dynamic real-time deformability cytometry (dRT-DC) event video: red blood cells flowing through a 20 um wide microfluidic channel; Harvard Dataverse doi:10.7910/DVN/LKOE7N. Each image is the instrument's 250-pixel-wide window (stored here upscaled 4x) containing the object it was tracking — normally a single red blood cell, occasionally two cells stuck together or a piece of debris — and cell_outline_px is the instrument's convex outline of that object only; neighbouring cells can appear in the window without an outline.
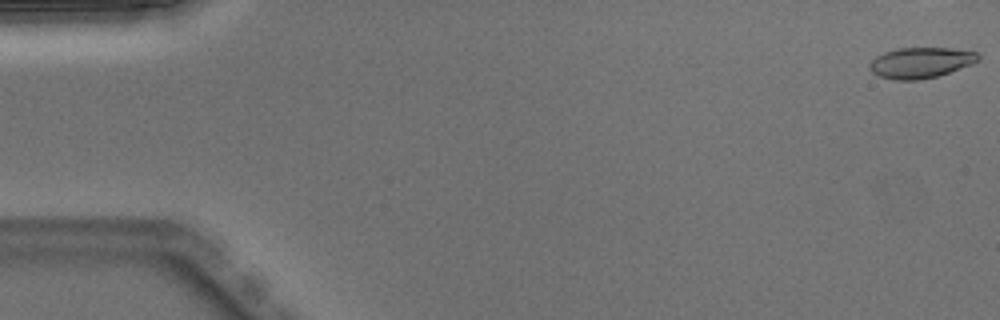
{"species": "Egyptian fruit bat (a non-hibernating species)", "species_latin": "Rousettus aegyptiacus", "temperature_condition": "warm", "stored_images_in_passage": 7, "camera_frame_rate_fps": 3000, "um_per_image_px": 0.085, "animal": {"sex": "male"}, "frame": {"image": 1, "passage_image": 1, "time_ms": 0.0, "image_size_px": [1000, 320], "cell_outline_px": [[980, 60], [972, 64], [936, 76], [916, 80], [896, 80], [876, 76], [868, 68], [868, 64], [876, 56], [884, 52], [896, 48], [952, 48], [976, 52], [980, 56]], "centroid_in_image_um": [78.22, 5.32], "position_along_channel_um": 6.8, "area_um2": 19.48}}